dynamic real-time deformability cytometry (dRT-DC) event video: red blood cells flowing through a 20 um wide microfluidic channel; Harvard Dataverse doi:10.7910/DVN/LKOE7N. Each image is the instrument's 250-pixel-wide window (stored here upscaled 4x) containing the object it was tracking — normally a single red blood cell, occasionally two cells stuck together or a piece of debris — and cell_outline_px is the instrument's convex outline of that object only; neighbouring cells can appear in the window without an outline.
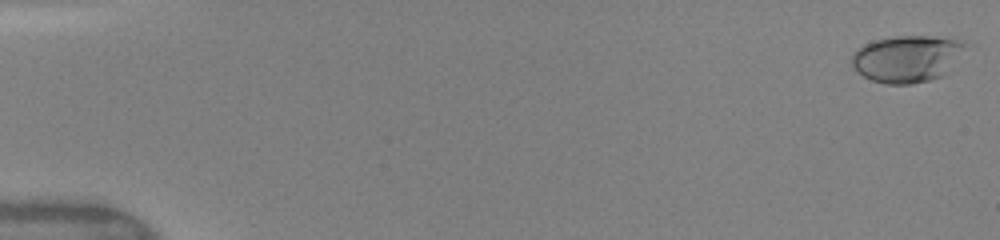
{"species": "human", "species_latin": "Homo sapiens", "temperature_condition": "warm", "stored_images_in_passage": 21, "camera_frame_rate_fps": 3000, "um_per_image_px": 0.085, "donor": {"sex": "female"}, "frame": {"image": 1, "passage_image": 1, "time_ms": 0.0, "image_size_px": [1000, 240], "cell_outline_px": [[972, 44], [944, 76], [912, 84], [884, 84], [872, 80], [856, 72], [852, 68], [852, 56], [856, 48], [864, 44], [876, 40], [896, 36], [932, 36], [964, 40]], "centroid_in_image_um": [77.16, 4.98], "position_along_channel_um": 7.8, "area_um2": 31.67}}
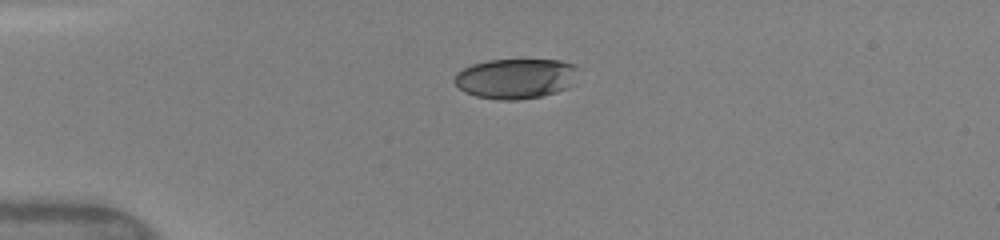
{"frame": {"image": 2, "passage_image": 7, "time_ms": 4.0, "image_size_px": [1000, 240], "cell_outline_px": [[580, 68], [568, 88], [556, 92], [540, 96], [516, 100], [500, 100], [476, 96], [464, 92], [452, 80], [456, 72], [472, 64], [488, 60], [560, 60], [576, 64]], "centroid_in_image_um": [43.83, 6.67], "position_along_channel_um": 41.2, "area_um2": 29.07}}
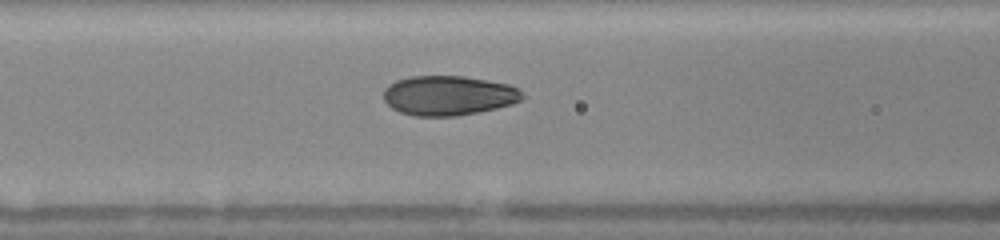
{"frame": {"image": 3, "passage_image": 15, "time_ms": 7.0, "image_size_px": [1000, 240], "cell_outline_px": [[524, 96], [520, 100], [512, 104], [496, 108], [456, 116], [416, 116], [400, 112], [392, 108], [384, 100], [384, 88], [388, 84], [396, 80], [412, 76], [464, 76], [488, 80], [508, 84], [520, 88], [524, 92]], "centroid_in_image_um": [38.13, 8.11], "position_along_channel_um": 128.5, "area_um2": 32.19}}